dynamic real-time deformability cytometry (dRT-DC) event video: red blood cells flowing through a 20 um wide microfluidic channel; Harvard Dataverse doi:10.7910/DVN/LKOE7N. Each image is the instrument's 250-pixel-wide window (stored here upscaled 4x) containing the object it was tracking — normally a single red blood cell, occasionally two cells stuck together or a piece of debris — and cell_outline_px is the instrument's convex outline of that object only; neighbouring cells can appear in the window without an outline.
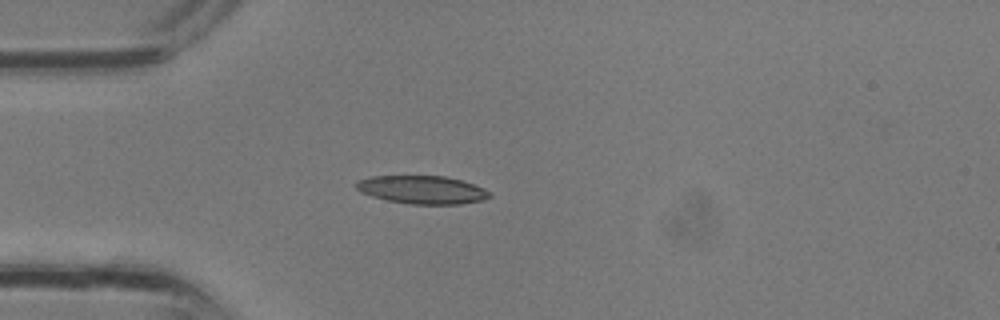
{"species": "common noctule bat (a hibernating species)", "species_latin": "Nyctalus noctula", "temperature_condition": "room temperature", "stored_images_in_passage": 28, "camera_frame_rate_fps": 3000, "um_per_image_px": 0.085, "animal": {"sex": "male", "body_mass_g": 13.3}, "frame": {"image": 1, "passage_image": 4, "time_ms": 1.0, "image_size_px": [1000, 320], "cell_outline_px": [[492, 196], [484, 200], [460, 204], [408, 204], [388, 200], [372, 196], [360, 192], [356, 188], [356, 184], [360, 180], [372, 176], [444, 176], [460, 180], [484, 188], [492, 192]], "centroid_in_image_um": [35.92, 16.13], "position_along_channel_um": 49.1, "area_um2": 21.79}}
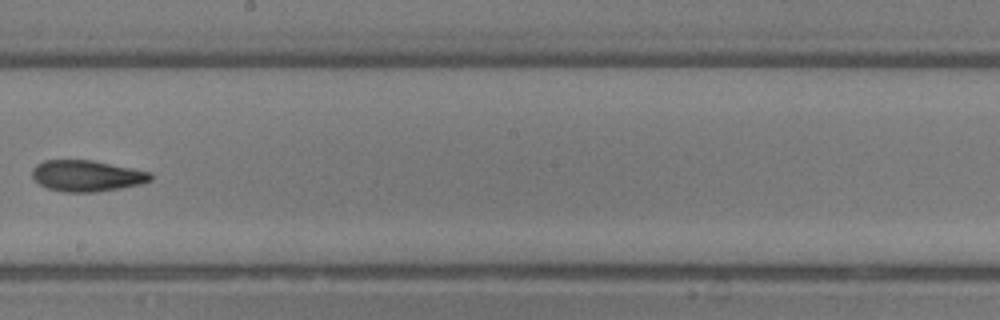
{"frame": {"image": 2, "passage_image": 14, "time_ms": 4.333, "image_size_px": [1000, 320], "cell_outline_px": [[152, 180], [140, 184], [120, 188], [96, 192], [64, 192], [48, 188], [40, 184], [32, 176], [32, 168], [36, 164], [44, 160], [92, 160], [152, 172]], "centroid_in_image_um": [7.38, 14.94], "position_along_channel_um": 240.8, "area_um2": 21.5}}
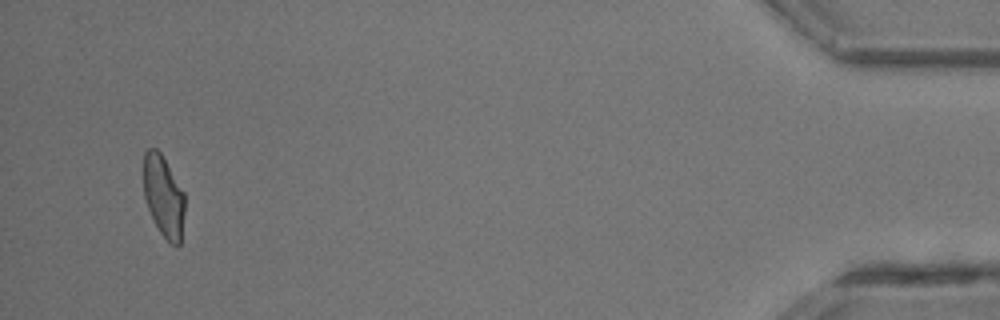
{"frame": {"image": 3, "passage_image": 27, "time_ms": 8.667, "image_size_px": [1000, 320], "cell_outline_px": [[184, 212], [180, 244], [172, 244], [160, 232], [148, 208], [144, 196], [144, 152], [148, 148], [156, 148], [160, 152], [184, 192]], "centroid_in_image_um": [13.9, 16.65], "position_along_channel_um": 421.3, "area_um2": 19.19}}